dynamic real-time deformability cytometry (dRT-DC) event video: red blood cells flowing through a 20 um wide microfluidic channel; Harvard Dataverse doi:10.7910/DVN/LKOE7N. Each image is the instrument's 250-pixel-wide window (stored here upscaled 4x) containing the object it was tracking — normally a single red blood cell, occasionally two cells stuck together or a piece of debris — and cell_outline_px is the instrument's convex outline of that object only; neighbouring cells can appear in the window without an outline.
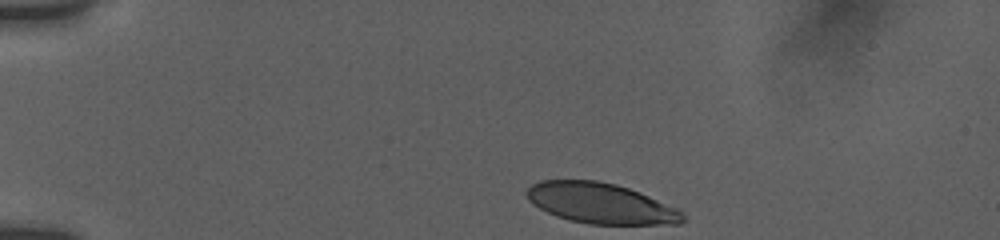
{"species": "human", "species_latin": "Homo sapiens", "temperature_condition": "room temperature", "stored_images_in_passage": 62, "camera_frame_rate_fps": 3000, "um_per_image_px": 0.085, "donor": {"sex": "female"}, "frame": {"image": 1, "passage_image": 1, "time_ms": 0.0, "image_size_px": [1000, 240], "cell_outline_px": [[688, 220], [680, 224], [588, 224], [568, 220], [556, 216], [532, 204], [528, 200], [524, 192], [532, 184], [540, 180], [596, 180], [616, 184], [640, 192], [676, 208], [688, 216]], "centroid_in_image_um": [51.07, 17.28], "position_along_channel_um": 33.9, "area_um2": 37.11}}
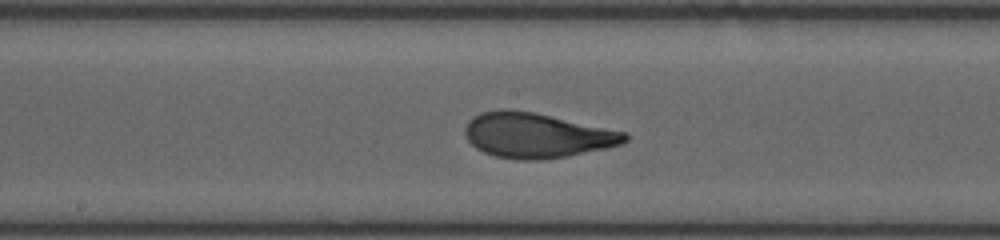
{"frame": {"image": 2, "passage_image": 33, "time_ms": 6.333, "image_size_px": [1000, 240], "cell_outline_px": [[628, 140], [624, 144], [608, 148], [568, 156], [540, 160], [516, 160], [496, 156], [484, 152], [476, 148], [468, 140], [464, 132], [464, 128], [468, 120], [480, 112], [500, 108], [508, 108], [532, 112], [628, 132]], "centroid_in_image_um": [45.63, 11.5], "position_along_channel_um": 202.6, "area_um2": 42.25}}
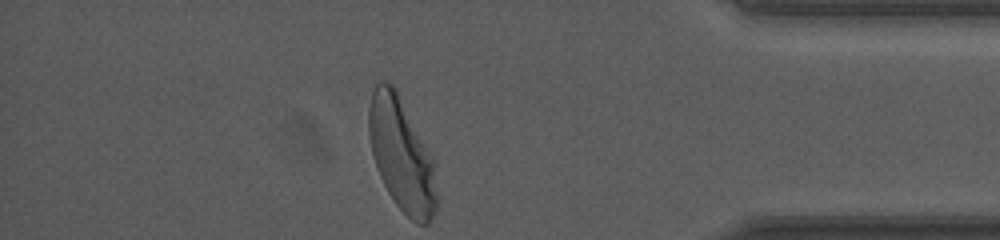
{"frame": {"image": 3, "passage_image": 61, "time_ms": 12.333, "image_size_px": [1000, 240], "cell_outline_px": [[440, 200], [432, 220], [428, 224], [416, 224], [396, 204], [388, 192], [380, 176], [372, 152], [368, 132], [368, 108], [372, 92], [376, 84], [380, 80], [392, 84], [396, 88], [436, 160]], "centroid_in_image_um": [34.21, 13.18], "position_along_channel_um": 401.0, "area_um2": 46.12}, "authors_computed_cell_mechanics": {"area_um2": 41.2403, "velocity_mm_per_s": 3.7724, "shape_relaxation_time_tau1_ms": 3.2171, "shape_relaxation_time_tau2_ms": null, "deformation_change_tau1": 0.1764, "deformation_change_tau2": null}}